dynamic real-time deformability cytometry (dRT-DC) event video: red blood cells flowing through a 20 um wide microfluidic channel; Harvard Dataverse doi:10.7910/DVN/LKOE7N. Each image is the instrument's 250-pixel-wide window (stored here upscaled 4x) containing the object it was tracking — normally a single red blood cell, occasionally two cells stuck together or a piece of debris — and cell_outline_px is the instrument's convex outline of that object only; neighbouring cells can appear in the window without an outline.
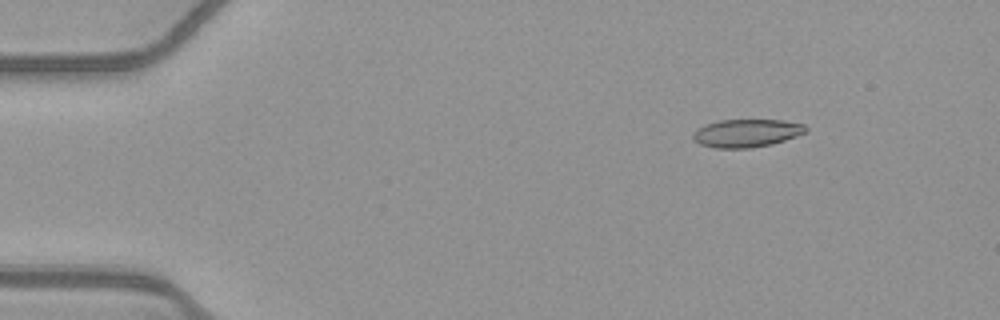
{"species": "common noctule bat (a hibernating species)", "species_latin": "Nyctalus noctula", "temperature_condition": "warm", "stored_images_in_passage": 53, "camera_frame_rate_fps": 3000, "um_per_image_px": 0.085, "animal": {"sex": "female", "body_mass_g": 21.9}, "frame": {"image": 1, "passage_image": 7, "time_ms": 2.0, "image_size_px": [1000, 320], "cell_outline_px": [[808, 132], [772, 144], [752, 148], [716, 148], [700, 144], [692, 140], [692, 136], [700, 128], [708, 124], [720, 120], [784, 120], [804, 124], [808, 128]], "centroid_in_image_um": [63.51, 11.32], "position_along_channel_um": 21.5, "area_um2": 18.32}}
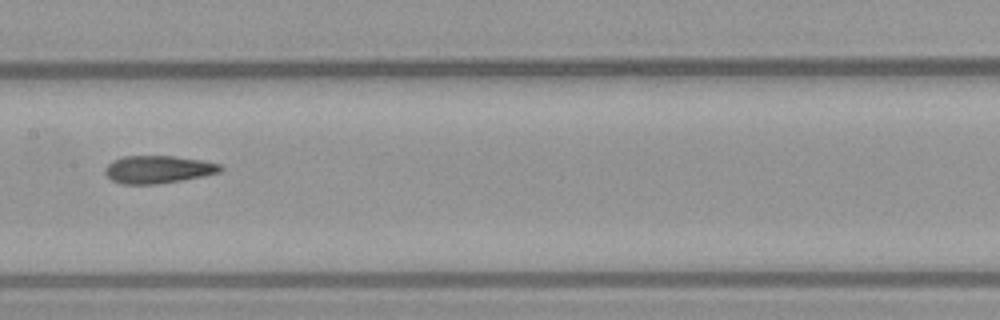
{"frame": {"image": 2, "passage_image": 27, "time_ms": 8.667, "image_size_px": [1000, 320], "cell_outline_px": [[224, 168], [220, 172], [204, 176], [156, 184], [124, 184], [112, 180], [104, 172], [104, 168], [112, 160], [124, 156], [172, 156], [200, 160], [220, 164]], "centroid_in_image_um": [13.42, 14.4], "position_along_channel_um": 194.0, "area_um2": 18.5}}
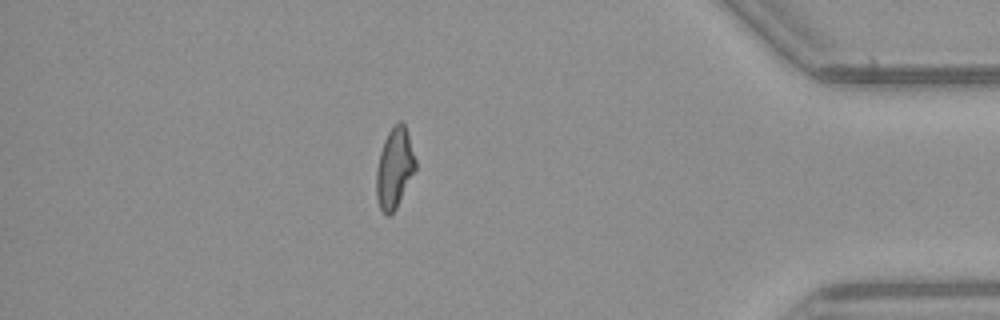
{"frame": {"image": 3, "passage_image": 46, "time_ms": 15.0, "image_size_px": [1000, 320], "cell_outline_px": [[416, 168], [396, 208], [388, 216], [384, 216], [380, 208], [376, 196], [376, 168], [380, 152], [384, 140], [392, 124], [400, 120], [404, 124], [408, 132], [416, 160]], "centroid_in_image_um": [33.52, 14.26], "position_along_channel_um": 401.7, "area_um2": 18.44}, "authors_computed_cell_mechanics": {"area_um2": 18.6694, "velocity_mm_per_s": 3.9308, "shape_relaxation_time_tau1_ms": null, "shape_relaxation_time_tau2_ms": 2.4236, "deformation_change_tau1": null, "deformation_change_tau2": 0.1174}}